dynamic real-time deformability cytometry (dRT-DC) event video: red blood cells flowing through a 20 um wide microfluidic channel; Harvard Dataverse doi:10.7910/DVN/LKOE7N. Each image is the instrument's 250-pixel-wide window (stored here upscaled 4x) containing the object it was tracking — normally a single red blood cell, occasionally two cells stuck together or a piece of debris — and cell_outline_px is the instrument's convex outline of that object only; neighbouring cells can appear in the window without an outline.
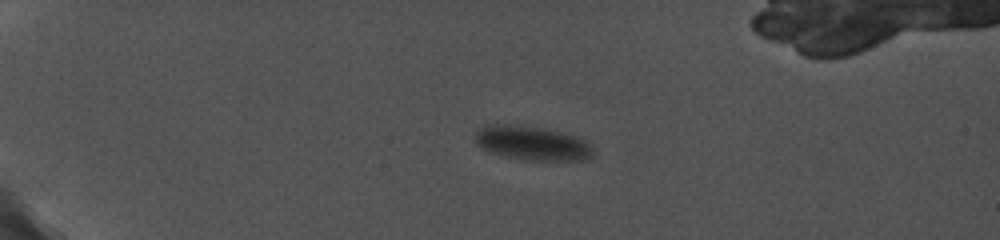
{"species": "common noctule bat (a hibernating species)", "species_latin": "Nyctalus noctula", "temperature_condition": "cold", "stored_images_in_passage": 40, "camera_frame_rate_fps": 5000, "um_per_image_px": 0.085, "animal": {"sex": "female", "body_mass_g": 19.0, "forearm_length_mm": 56.7}, "frame": {"image": 1, "passage_image": 6, "time_ms": 3.2, "image_size_px": [1000, 240], "cell_outline_px": [[592, 156], [588, 160], [524, 160], [504, 156], [480, 148], [476, 144], [476, 132], [484, 124], [520, 124], [560, 132], [584, 140], [592, 148]], "centroid_in_image_um": [45.17, 12.16], "position_along_channel_um": 39.8, "area_um2": 23.41}}
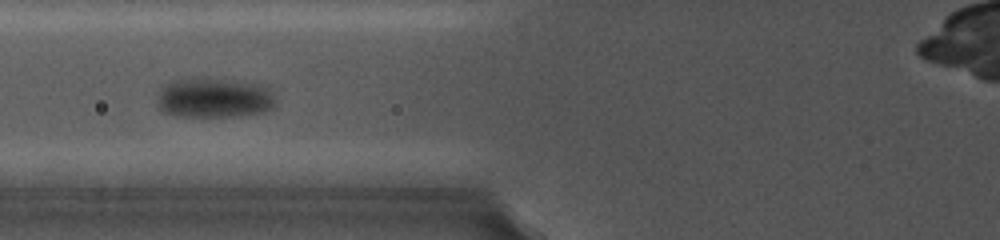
{"frame": {"image": 2, "passage_image": 15, "time_ms": 7.2, "image_size_px": [1000, 240], "cell_outline_px": [[276, 104], [272, 108], [264, 112], [232, 116], [176, 116], [164, 112], [160, 108], [160, 88], [164, 84], [172, 80], [192, 76], [232, 80], [260, 84], [276, 100]], "centroid_in_image_um": [18.17, 8.29], "position_along_channel_um": 107.6, "area_um2": 27.51}}
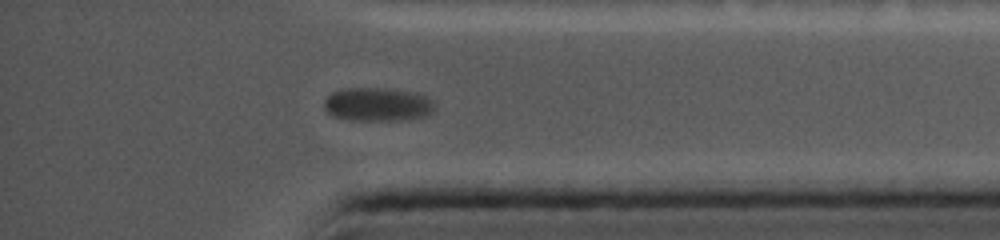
{"frame": {"image": 3, "passage_image": 37, "time_ms": 15.6, "image_size_px": [1000, 240], "cell_outline_px": [[432, 108], [428, 112], [420, 116], [396, 120], [352, 120], [336, 116], [328, 112], [324, 108], [324, 100], [332, 92], [344, 88], [384, 88], [416, 92], [428, 96], [432, 100]], "centroid_in_image_um": [32.04, 8.84], "position_along_channel_um": 403.2, "area_um2": 21.21}, "authors_computed_cell_mechanics": {"area_um2": 24.3049, "velocity_mm_per_s": 3.5027, "shape_relaxation_time_tau1_ms": 1.2987, "shape_relaxation_time_tau2_ms": null, "deformation_change_tau1": 0.0501, "deformation_change_tau2": null}}